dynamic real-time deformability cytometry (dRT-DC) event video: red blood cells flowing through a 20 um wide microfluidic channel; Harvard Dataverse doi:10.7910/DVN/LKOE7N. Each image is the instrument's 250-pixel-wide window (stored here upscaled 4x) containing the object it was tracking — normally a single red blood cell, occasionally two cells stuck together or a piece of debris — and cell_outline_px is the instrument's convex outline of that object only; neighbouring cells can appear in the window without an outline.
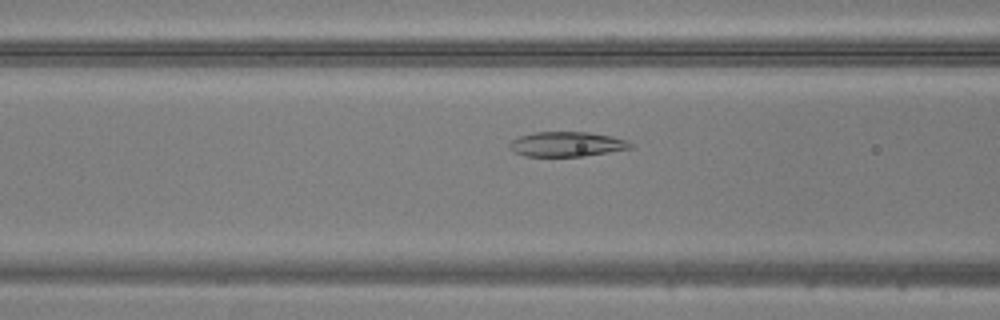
{"species": "common noctule bat (a hibernating species)", "species_latin": "Nyctalus noctula", "temperature_condition": "warm", "stored_images_in_passage": 37, "camera_frame_rate_fps": 3000, "um_per_image_px": 0.085, "animal": {"sex": "male", "body_mass_g": 20.5, "forearm_length_mm": 52.5}, "frame": {"image": 1, "passage_image": 7, "time_ms": 2.0, "image_size_px": [1000, 320], "cell_outline_px": [[632, 148], [584, 156], [524, 156], [508, 148], [508, 144], [512, 140], [520, 136], [532, 132], [588, 132], [612, 136], [628, 140], [632, 144]], "centroid_in_image_um": [48.17, 12.25], "position_along_channel_um": 118.4, "area_um2": 17.51}}
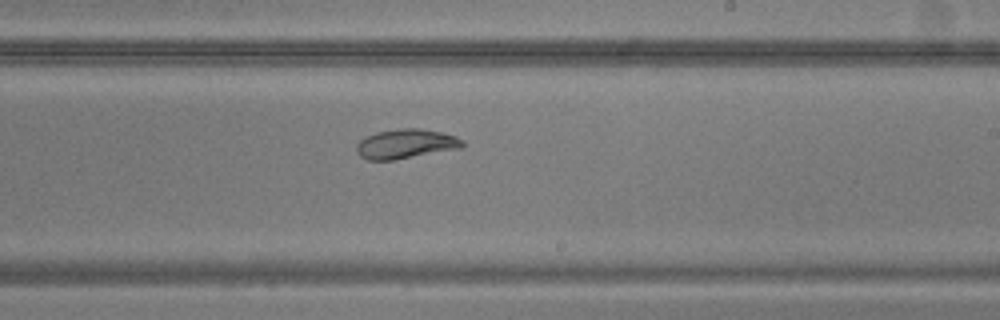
{"frame": {"image": 2, "passage_image": 17, "time_ms": 5.333, "image_size_px": [1000, 320], "cell_outline_px": [[464, 144], [460, 148], [396, 160], [368, 160], [360, 156], [356, 152], [356, 144], [364, 136], [376, 132], [400, 128], [420, 128], [440, 132], [456, 136], [464, 140]], "centroid_in_image_um": [34.46, 12.23], "position_along_channel_um": 254.5, "area_um2": 18.38}}
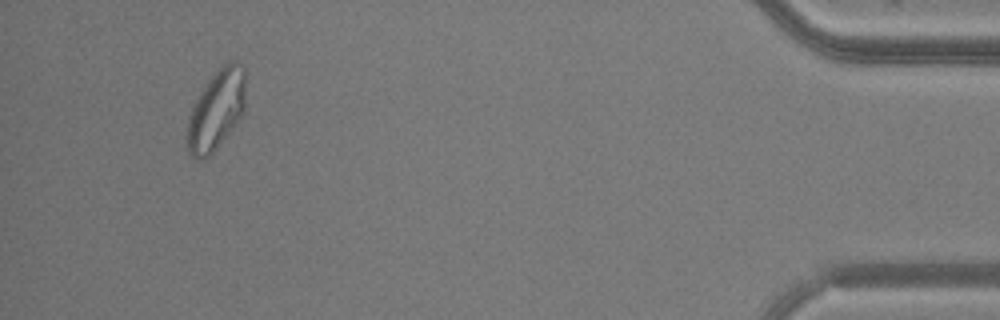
{"frame": {"image": 3, "passage_image": 34, "time_ms": 11.0, "image_size_px": [1000, 320], "cell_outline_px": [[244, 112], [236, 124], [216, 148], [208, 156], [200, 160], [196, 160], [188, 156], [188, 116], [200, 92], [208, 80], [228, 60], [236, 60], [244, 68]], "centroid_in_image_um": [18.38, 9.36], "position_along_channel_um": 416.8, "area_um2": 26.88}}